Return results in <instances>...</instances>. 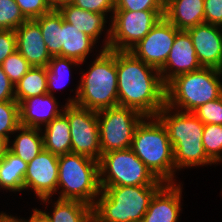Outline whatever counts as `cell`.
Wrapping results in <instances>:
<instances>
[{
	"instance_id": "obj_1",
	"label": "cell",
	"mask_w": 222,
	"mask_h": 222,
	"mask_svg": "<svg viewBox=\"0 0 222 222\" xmlns=\"http://www.w3.org/2000/svg\"><path fill=\"white\" fill-rule=\"evenodd\" d=\"M118 106L157 116L165 106V87L160 71L130 51H116Z\"/></svg>"
},
{
	"instance_id": "obj_2",
	"label": "cell",
	"mask_w": 222,
	"mask_h": 222,
	"mask_svg": "<svg viewBox=\"0 0 222 222\" xmlns=\"http://www.w3.org/2000/svg\"><path fill=\"white\" fill-rule=\"evenodd\" d=\"M157 117L166 127L173 147L175 174L182 168L215 164L203 147L205 124L194 113L174 110L165 105Z\"/></svg>"
},
{
	"instance_id": "obj_3",
	"label": "cell",
	"mask_w": 222,
	"mask_h": 222,
	"mask_svg": "<svg viewBox=\"0 0 222 222\" xmlns=\"http://www.w3.org/2000/svg\"><path fill=\"white\" fill-rule=\"evenodd\" d=\"M95 57L86 72L80 71L75 97H68L66 104H76L96 112L118 106L116 51L100 49Z\"/></svg>"
},
{
	"instance_id": "obj_4",
	"label": "cell",
	"mask_w": 222,
	"mask_h": 222,
	"mask_svg": "<svg viewBox=\"0 0 222 222\" xmlns=\"http://www.w3.org/2000/svg\"><path fill=\"white\" fill-rule=\"evenodd\" d=\"M130 149L158 180L176 183L173 147L166 127L157 116H145L141 120Z\"/></svg>"
},
{
	"instance_id": "obj_5",
	"label": "cell",
	"mask_w": 222,
	"mask_h": 222,
	"mask_svg": "<svg viewBox=\"0 0 222 222\" xmlns=\"http://www.w3.org/2000/svg\"><path fill=\"white\" fill-rule=\"evenodd\" d=\"M162 186H101L93 206V222H141Z\"/></svg>"
},
{
	"instance_id": "obj_6",
	"label": "cell",
	"mask_w": 222,
	"mask_h": 222,
	"mask_svg": "<svg viewBox=\"0 0 222 222\" xmlns=\"http://www.w3.org/2000/svg\"><path fill=\"white\" fill-rule=\"evenodd\" d=\"M222 70L202 67L180 74L165 87V105L182 112H193L200 105L222 96Z\"/></svg>"
},
{
	"instance_id": "obj_7",
	"label": "cell",
	"mask_w": 222,
	"mask_h": 222,
	"mask_svg": "<svg viewBox=\"0 0 222 222\" xmlns=\"http://www.w3.org/2000/svg\"><path fill=\"white\" fill-rule=\"evenodd\" d=\"M59 199L78 200L94 206L101 193L99 161L76 153L58 156Z\"/></svg>"
},
{
	"instance_id": "obj_8",
	"label": "cell",
	"mask_w": 222,
	"mask_h": 222,
	"mask_svg": "<svg viewBox=\"0 0 222 222\" xmlns=\"http://www.w3.org/2000/svg\"><path fill=\"white\" fill-rule=\"evenodd\" d=\"M100 186H163L129 148L102 154L99 160Z\"/></svg>"
},
{
	"instance_id": "obj_9",
	"label": "cell",
	"mask_w": 222,
	"mask_h": 222,
	"mask_svg": "<svg viewBox=\"0 0 222 222\" xmlns=\"http://www.w3.org/2000/svg\"><path fill=\"white\" fill-rule=\"evenodd\" d=\"M102 154L131 147L137 125L145 117L130 107H110L97 112Z\"/></svg>"
},
{
	"instance_id": "obj_10",
	"label": "cell",
	"mask_w": 222,
	"mask_h": 222,
	"mask_svg": "<svg viewBox=\"0 0 222 222\" xmlns=\"http://www.w3.org/2000/svg\"><path fill=\"white\" fill-rule=\"evenodd\" d=\"M164 17V10H114L110 24L109 50L130 51Z\"/></svg>"
},
{
	"instance_id": "obj_11",
	"label": "cell",
	"mask_w": 222,
	"mask_h": 222,
	"mask_svg": "<svg viewBox=\"0 0 222 222\" xmlns=\"http://www.w3.org/2000/svg\"><path fill=\"white\" fill-rule=\"evenodd\" d=\"M71 134V153L99 161L102 157L97 112L76 104L63 105Z\"/></svg>"
},
{
	"instance_id": "obj_12",
	"label": "cell",
	"mask_w": 222,
	"mask_h": 222,
	"mask_svg": "<svg viewBox=\"0 0 222 222\" xmlns=\"http://www.w3.org/2000/svg\"><path fill=\"white\" fill-rule=\"evenodd\" d=\"M179 31L165 17H162L130 52L144 63L159 70L165 64Z\"/></svg>"
},
{
	"instance_id": "obj_13",
	"label": "cell",
	"mask_w": 222,
	"mask_h": 222,
	"mask_svg": "<svg viewBox=\"0 0 222 222\" xmlns=\"http://www.w3.org/2000/svg\"><path fill=\"white\" fill-rule=\"evenodd\" d=\"M59 176L58 155L43 150L27 165L24 176V190L34 191L41 202L52 203V196L57 192Z\"/></svg>"
},
{
	"instance_id": "obj_14",
	"label": "cell",
	"mask_w": 222,
	"mask_h": 222,
	"mask_svg": "<svg viewBox=\"0 0 222 222\" xmlns=\"http://www.w3.org/2000/svg\"><path fill=\"white\" fill-rule=\"evenodd\" d=\"M202 68L198 61L191 37L186 30H180L165 64L159 69L161 79L166 85L174 77Z\"/></svg>"
},
{
	"instance_id": "obj_15",
	"label": "cell",
	"mask_w": 222,
	"mask_h": 222,
	"mask_svg": "<svg viewBox=\"0 0 222 222\" xmlns=\"http://www.w3.org/2000/svg\"><path fill=\"white\" fill-rule=\"evenodd\" d=\"M202 67L222 70V28L203 23L186 30Z\"/></svg>"
},
{
	"instance_id": "obj_16",
	"label": "cell",
	"mask_w": 222,
	"mask_h": 222,
	"mask_svg": "<svg viewBox=\"0 0 222 222\" xmlns=\"http://www.w3.org/2000/svg\"><path fill=\"white\" fill-rule=\"evenodd\" d=\"M183 184L165 183L152 197L141 222H179Z\"/></svg>"
},
{
	"instance_id": "obj_17",
	"label": "cell",
	"mask_w": 222,
	"mask_h": 222,
	"mask_svg": "<svg viewBox=\"0 0 222 222\" xmlns=\"http://www.w3.org/2000/svg\"><path fill=\"white\" fill-rule=\"evenodd\" d=\"M14 31L17 51L32 67H47L52 56L47 50L40 26L34 20H27Z\"/></svg>"
},
{
	"instance_id": "obj_18",
	"label": "cell",
	"mask_w": 222,
	"mask_h": 222,
	"mask_svg": "<svg viewBox=\"0 0 222 222\" xmlns=\"http://www.w3.org/2000/svg\"><path fill=\"white\" fill-rule=\"evenodd\" d=\"M58 106L56 97L48 93L24 99L19 103L20 125L41 129L63 112L64 107Z\"/></svg>"
},
{
	"instance_id": "obj_19",
	"label": "cell",
	"mask_w": 222,
	"mask_h": 222,
	"mask_svg": "<svg viewBox=\"0 0 222 222\" xmlns=\"http://www.w3.org/2000/svg\"><path fill=\"white\" fill-rule=\"evenodd\" d=\"M62 15L63 20L74 25L77 29L93 38L97 43L105 30L106 37L103 39L102 49H108L110 41V23L109 29L105 26L108 23V17L105 14L93 13L87 10H83L74 6L73 4H67L58 9ZM106 28V29H105Z\"/></svg>"
},
{
	"instance_id": "obj_20",
	"label": "cell",
	"mask_w": 222,
	"mask_h": 222,
	"mask_svg": "<svg viewBox=\"0 0 222 222\" xmlns=\"http://www.w3.org/2000/svg\"><path fill=\"white\" fill-rule=\"evenodd\" d=\"M164 17L178 30H188L205 23L204 0H168Z\"/></svg>"
},
{
	"instance_id": "obj_21",
	"label": "cell",
	"mask_w": 222,
	"mask_h": 222,
	"mask_svg": "<svg viewBox=\"0 0 222 222\" xmlns=\"http://www.w3.org/2000/svg\"><path fill=\"white\" fill-rule=\"evenodd\" d=\"M62 49L61 56L75 59L84 63L91 54L97 42L77 29L74 25L63 20L62 17Z\"/></svg>"
},
{
	"instance_id": "obj_22",
	"label": "cell",
	"mask_w": 222,
	"mask_h": 222,
	"mask_svg": "<svg viewBox=\"0 0 222 222\" xmlns=\"http://www.w3.org/2000/svg\"><path fill=\"white\" fill-rule=\"evenodd\" d=\"M41 131L45 150L58 156L71 153L70 126L63 112L41 128Z\"/></svg>"
},
{
	"instance_id": "obj_23",
	"label": "cell",
	"mask_w": 222,
	"mask_h": 222,
	"mask_svg": "<svg viewBox=\"0 0 222 222\" xmlns=\"http://www.w3.org/2000/svg\"><path fill=\"white\" fill-rule=\"evenodd\" d=\"M16 132L15 139L9 141V150L28 164L44 150L42 131L20 125Z\"/></svg>"
},
{
	"instance_id": "obj_24",
	"label": "cell",
	"mask_w": 222,
	"mask_h": 222,
	"mask_svg": "<svg viewBox=\"0 0 222 222\" xmlns=\"http://www.w3.org/2000/svg\"><path fill=\"white\" fill-rule=\"evenodd\" d=\"M27 163L10 150L0 159V189L10 192L24 190V176Z\"/></svg>"
},
{
	"instance_id": "obj_25",
	"label": "cell",
	"mask_w": 222,
	"mask_h": 222,
	"mask_svg": "<svg viewBox=\"0 0 222 222\" xmlns=\"http://www.w3.org/2000/svg\"><path fill=\"white\" fill-rule=\"evenodd\" d=\"M54 202L51 214L43 211L52 222H93V207L89 204L59 198Z\"/></svg>"
},
{
	"instance_id": "obj_26",
	"label": "cell",
	"mask_w": 222,
	"mask_h": 222,
	"mask_svg": "<svg viewBox=\"0 0 222 222\" xmlns=\"http://www.w3.org/2000/svg\"><path fill=\"white\" fill-rule=\"evenodd\" d=\"M41 29L43 40L51 56H61L62 49V15L52 10L34 20Z\"/></svg>"
},
{
	"instance_id": "obj_27",
	"label": "cell",
	"mask_w": 222,
	"mask_h": 222,
	"mask_svg": "<svg viewBox=\"0 0 222 222\" xmlns=\"http://www.w3.org/2000/svg\"><path fill=\"white\" fill-rule=\"evenodd\" d=\"M15 100H22L48 93L46 67H31L14 85Z\"/></svg>"
},
{
	"instance_id": "obj_28",
	"label": "cell",
	"mask_w": 222,
	"mask_h": 222,
	"mask_svg": "<svg viewBox=\"0 0 222 222\" xmlns=\"http://www.w3.org/2000/svg\"><path fill=\"white\" fill-rule=\"evenodd\" d=\"M76 65L82 64L75 59L52 56L46 67L48 94L54 96L55 90L65 87L71 77V68Z\"/></svg>"
},
{
	"instance_id": "obj_29",
	"label": "cell",
	"mask_w": 222,
	"mask_h": 222,
	"mask_svg": "<svg viewBox=\"0 0 222 222\" xmlns=\"http://www.w3.org/2000/svg\"><path fill=\"white\" fill-rule=\"evenodd\" d=\"M19 126V103L16 100L0 101V137L10 141Z\"/></svg>"
},
{
	"instance_id": "obj_30",
	"label": "cell",
	"mask_w": 222,
	"mask_h": 222,
	"mask_svg": "<svg viewBox=\"0 0 222 222\" xmlns=\"http://www.w3.org/2000/svg\"><path fill=\"white\" fill-rule=\"evenodd\" d=\"M203 147L207 156L217 165L222 162V125L206 124L203 129Z\"/></svg>"
},
{
	"instance_id": "obj_31",
	"label": "cell",
	"mask_w": 222,
	"mask_h": 222,
	"mask_svg": "<svg viewBox=\"0 0 222 222\" xmlns=\"http://www.w3.org/2000/svg\"><path fill=\"white\" fill-rule=\"evenodd\" d=\"M26 21L15 0H0V29L16 30Z\"/></svg>"
},
{
	"instance_id": "obj_32",
	"label": "cell",
	"mask_w": 222,
	"mask_h": 222,
	"mask_svg": "<svg viewBox=\"0 0 222 222\" xmlns=\"http://www.w3.org/2000/svg\"><path fill=\"white\" fill-rule=\"evenodd\" d=\"M3 71L15 85L32 67L17 50L10 54L2 63Z\"/></svg>"
},
{
	"instance_id": "obj_33",
	"label": "cell",
	"mask_w": 222,
	"mask_h": 222,
	"mask_svg": "<svg viewBox=\"0 0 222 222\" xmlns=\"http://www.w3.org/2000/svg\"><path fill=\"white\" fill-rule=\"evenodd\" d=\"M192 113H194L205 125H222V96L200 105Z\"/></svg>"
},
{
	"instance_id": "obj_34",
	"label": "cell",
	"mask_w": 222,
	"mask_h": 222,
	"mask_svg": "<svg viewBox=\"0 0 222 222\" xmlns=\"http://www.w3.org/2000/svg\"><path fill=\"white\" fill-rule=\"evenodd\" d=\"M27 20H35L52 11L46 0H15Z\"/></svg>"
},
{
	"instance_id": "obj_35",
	"label": "cell",
	"mask_w": 222,
	"mask_h": 222,
	"mask_svg": "<svg viewBox=\"0 0 222 222\" xmlns=\"http://www.w3.org/2000/svg\"><path fill=\"white\" fill-rule=\"evenodd\" d=\"M115 10H164L161 0H115Z\"/></svg>"
},
{
	"instance_id": "obj_36",
	"label": "cell",
	"mask_w": 222,
	"mask_h": 222,
	"mask_svg": "<svg viewBox=\"0 0 222 222\" xmlns=\"http://www.w3.org/2000/svg\"><path fill=\"white\" fill-rule=\"evenodd\" d=\"M72 4L83 10L105 14L107 17L111 14L109 21L115 10V0H74Z\"/></svg>"
},
{
	"instance_id": "obj_37",
	"label": "cell",
	"mask_w": 222,
	"mask_h": 222,
	"mask_svg": "<svg viewBox=\"0 0 222 222\" xmlns=\"http://www.w3.org/2000/svg\"><path fill=\"white\" fill-rule=\"evenodd\" d=\"M205 23L222 27V0H204Z\"/></svg>"
},
{
	"instance_id": "obj_38",
	"label": "cell",
	"mask_w": 222,
	"mask_h": 222,
	"mask_svg": "<svg viewBox=\"0 0 222 222\" xmlns=\"http://www.w3.org/2000/svg\"><path fill=\"white\" fill-rule=\"evenodd\" d=\"M16 50L15 31L0 29V65Z\"/></svg>"
},
{
	"instance_id": "obj_39",
	"label": "cell",
	"mask_w": 222,
	"mask_h": 222,
	"mask_svg": "<svg viewBox=\"0 0 222 222\" xmlns=\"http://www.w3.org/2000/svg\"><path fill=\"white\" fill-rule=\"evenodd\" d=\"M15 100L14 84L10 81L0 65V101Z\"/></svg>"
},
{
	"instance_id": "obj_40",
	"label": "cell",
	"mask_w": 222,
	"mask_h": 222,
	"mask_svg": "<svg viewBox=\"0 0 222 222\" xmlns=\"http://www.w3.org/2000/svg\"><path fill=\"white\" fill-rule=\"evenodd\" d=\"M28 222H52L51 219L41 209H33L31 217L27 219Z\"/></svg>"
},
{
	"instance_id": "obj_41",
	"label": "cell",
	"mask_w": 222,
	"mask_h": 222,
	"mask_svg": "<svg viewBox=\"0 0 222 222\" xmlns=\"http://www.w3.org/2000/svg\"><path fill=\"white\" fill-rule=\"evenodd\" d=\"M52 10H58L60 7L72 4L74 0H46Z\"/></svg>"
},
{
	"instance_id": "obj_42",
	"label": "cell",
	"mask_w": 222,
	"mask_h": 222,
	"mask_svg": "<svg viewBox=\"0 0 222 222\" xmlns=\"http://www.w3.org/2000/svg\"><path fill=\"white\" fill-rule=\"evenodd\" d=\"M8 150H9V140L4 137H0V159L5 156Z\"/></svg>"
},
{
	"instance_id": "obj_43",
	"label": "cell",
	"mask_w": 222,
	"mask_h": 222,
	"mask_svg": "<svg viewBox=\"0 0 222 222\" xmlns=\"http://www.w3.org/2000/svg\"><path fill=\"white\" fill-rule=\"evenodd\" d=\"M8 222H28L25 218L19 219L17 216H12L8 214Z\"/></svg>"
},
{
	"instance_id": "obj_44",
	"label": "cell",
	"mask_w": 222,
	"mask_h": 222,
	"mask_svg": "<svg viewBox=\"0 0 222 222\" xmlns=\"http://www.w3.org/2000/svg\"><path fill=\"white\" fill-rule=\"evenodd\" d=\"M0 222H8V214L1 211V213H0Z\"/></svg>"
},
{
	"instance_id": "obj_45",
	"label": "cell",
	"mask_w": 222,
	"mask_h": 222,
	"mask_svg": "<svg viewBox=\"0 0 222 222\" xmlns=\"http://www.w3.org/2000/svg\"><path fill=\"white\" fill-rule=\"evenodd\" d=\"M164 4L168 1V0H161Z\"/></svg>"
}]
</instances>
